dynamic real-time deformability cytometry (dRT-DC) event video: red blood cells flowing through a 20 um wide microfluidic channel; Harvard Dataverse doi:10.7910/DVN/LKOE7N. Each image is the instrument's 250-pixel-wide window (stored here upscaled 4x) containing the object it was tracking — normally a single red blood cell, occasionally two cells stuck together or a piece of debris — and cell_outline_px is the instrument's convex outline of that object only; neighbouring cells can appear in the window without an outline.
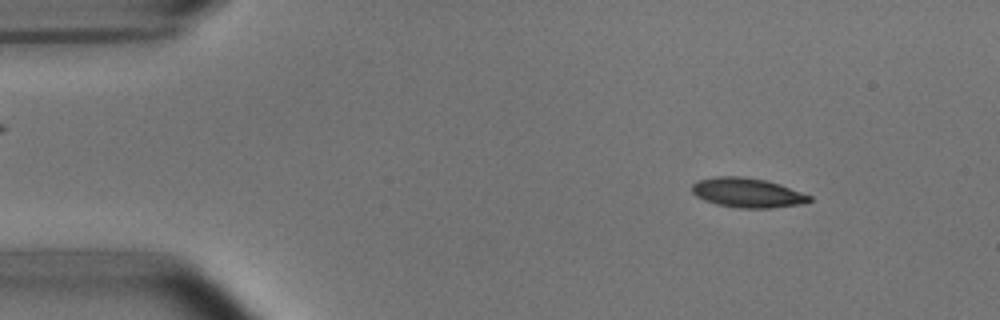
{"species": "common noctule bat (a hibernating species)", "species_latin": "Nyctalus noctula", "temperature_condition": "room temperature", "stored_images_in_passage": 51, "camera_frame_rate_fps": 3000, "um_per_image_px": 0.085, "animal": {"sex": "male", "body_mass_g": 15.6}, "frame": {"image": 1, "passage_image": 7, "time_ms": 2.0, "image_size_px": [1000, 320], "cell_outline_px": [[812, 200], [804, 204], [768, 208], [740, 208], [716, 204], [704, 200], [696, 196], [692, 192], [692, 184], [696, 180], [716, 176], [744, 176], [768, 180], [780, 184], [812, 196]], "centroid_in_image_um": [63.53, 16.37], "position_along_channel_um": 21.5, "area_um2": 20.46}}
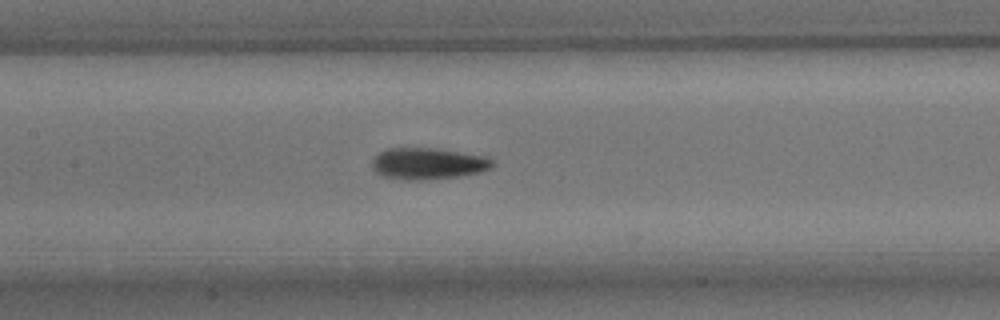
{"frame": {"image": 2, "passage_image": 25, "time_ms": 8.0, "image_size_px": [1000, 320], "cell_outline_px": [[496, 164], [492, 168], [480, 172], [460, 176], [424, 180], [404, 180], [384, 176], [376, 172], [372, 168], [372, 160], [380, 152], [388, 148], [436, 148], [484, 156], [492, 160]], "centroid_in_image_um": [36.39, 13.91], "position_along_channel_um": 171.0, "area_um2": 22.14}}
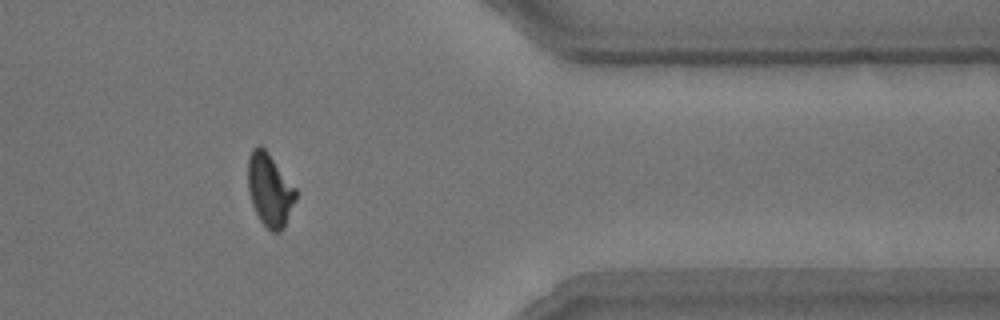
{"frame": {"image": 3, "passage_image": 44, "time_ms": 14.333, "image_size_px": [1000, 320], "cell_outline_px": [[296, 200], [280, 232], [272, 232], [260, 220], [252, 204], [248, 188], [248, 156], [252, 148], [260, 144], [268, 152], [296, 188]], "centroid_in_image_um": [22.91, 16.1], "position_along_channel_um": 388.5, "area_um2": 20.11}, "authors_computed_cell_mechanics": {"area_um2": 20.5768, "velocity_mm_per_s": 3.7459, "shape_relaxation_time_tau1_ms": 2.9367, "shape_relaxation_time_tau2_ms": 2.7499, "deformation_change_tau1": 0.1479, "deformation_change_tau2": 0.0941}}